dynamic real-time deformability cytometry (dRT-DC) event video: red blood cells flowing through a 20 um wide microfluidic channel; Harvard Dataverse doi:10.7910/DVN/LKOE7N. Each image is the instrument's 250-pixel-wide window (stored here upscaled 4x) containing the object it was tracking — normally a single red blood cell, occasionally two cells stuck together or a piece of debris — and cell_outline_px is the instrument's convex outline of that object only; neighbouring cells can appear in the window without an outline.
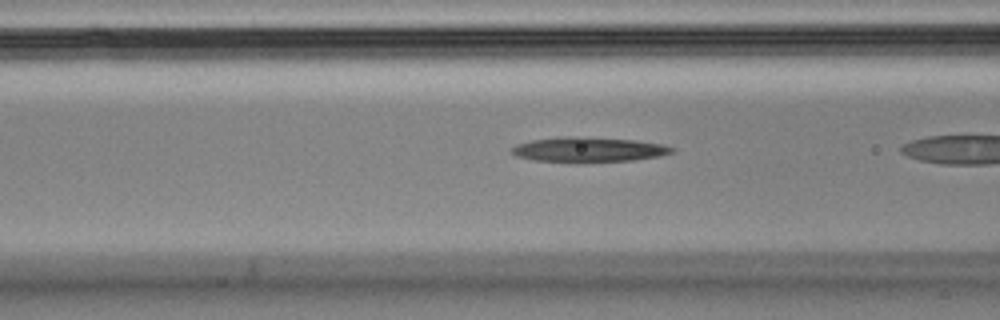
{"species": "Egyptian fruit bat (a non-hibernating species)", "species_latin": "Rousettus aegyptiacus", "temperature_condition": "cold", "stored_images_in_passage": 34, "camera_frame_rate_fps": 3000, "um_per_image_px": 0.085, "animal": {"sex": "male"}, "frame": {"image": 1, "passage_image": 13, "time_ms": 4.0, "image_size_px": [1000, 320], "cell_outline_px": [[676, 148], [672, 152], [660, 156], [632, 160], [532, 160], [516, 156], [512, 152], [512, 148], [520, 144], [532, 140], [556, 136], [584, 136], [632, 140], [660, 144]], "centroid_in_image_um": [50.03, 12.67], "position_along_channel_um": 116.6, "area_um2": 22.31}}
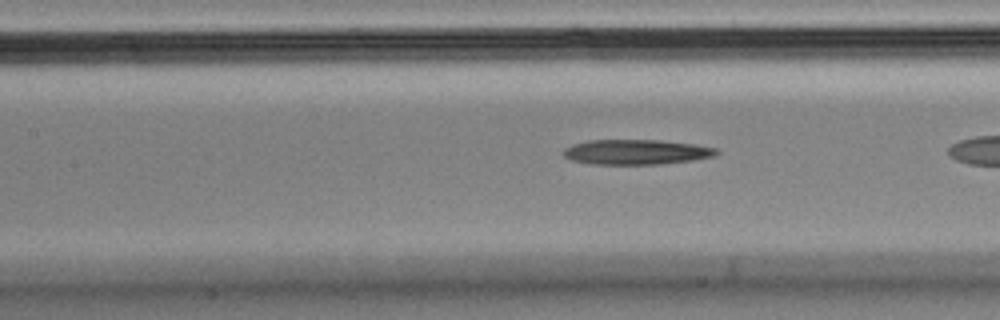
{"frame": {"image": 2, "passage_image": 16, "time_ms": 5.0, "image_size_px": [1000, 320], "cell_outline_px": [[720, 152], [716, 156], [692, 160], [660, 164], [592, 164], [572, 160], [564, 156], [560, 152], [564, 148], [572, 144], [588, 140], [660, 140], [696, 144], [716, 148]], "centroid_in_image_um": [54.08, 12.91], "position_along_channel_um": 153.3, "area_um2": 22.48}}
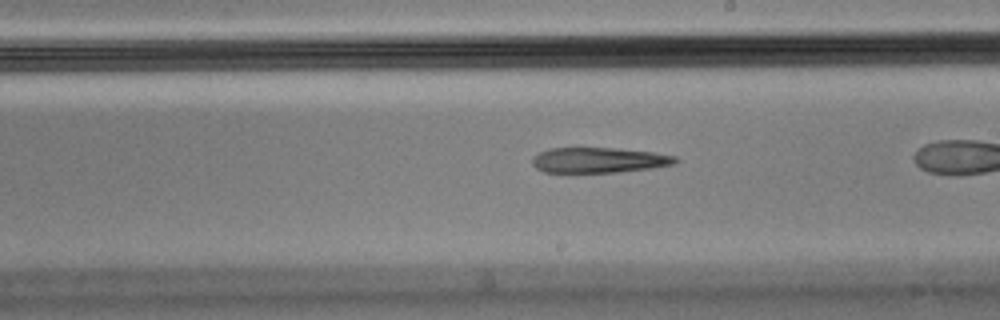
{"frame": {"image": 3, "passage_image": 23, "time_ms": 7.333, "image_size_px": [1000, 320], "cell_outline_px": [[680, 160], [676, 164], [652, 168], [620, 172], [544, 172], [536, 168], [532, 164], [532, 156], [548, 148], [612, 148], [652, 152], [676, 156]], "centroid_in_image_um": [50.92, 13.61], "position_along_channel_um": 238.1, "area_um2": 21.21}}